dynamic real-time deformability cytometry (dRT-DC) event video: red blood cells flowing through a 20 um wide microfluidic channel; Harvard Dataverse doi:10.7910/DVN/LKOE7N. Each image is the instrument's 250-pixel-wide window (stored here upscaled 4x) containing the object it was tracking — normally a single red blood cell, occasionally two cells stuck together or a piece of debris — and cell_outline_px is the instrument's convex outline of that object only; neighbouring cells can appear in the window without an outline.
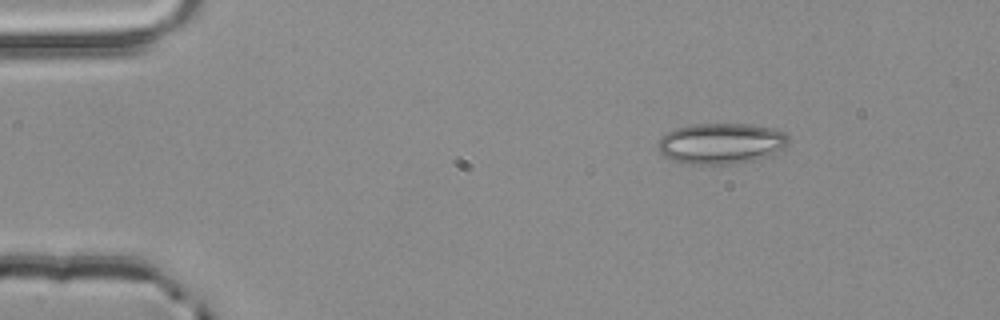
{"species": "common noctule bat (a hibernating species)", "species_latin": "Nyctalus noctula", "temperature_condition": "room temperature", "stored_images_in_passage": 2, "camera_frame_rate_fps": 3000, "um_per_image_px": 0.085, "animal": {"sex": "male", "body_mass_g": 20.4}, "frame": {"image": 1, "passage_image": 1, "time_ms": 0.0, "image_size_px": [1000, 320], "cell_outline_px": [[788, 144], [784, 148], [772, 156], [756, 160], [732, 164], [688, 164], [672, 160], [664, 156], [656, 148], [656, 144], [668, 132], [676, 128], [692, 124], [752, 124], [772, 128], [784, 132], [788, 136]], "centroid_in_image_um": [61.32, 12.2], "position_along_channel_um": 23.7, "area_um2": 31.39}}